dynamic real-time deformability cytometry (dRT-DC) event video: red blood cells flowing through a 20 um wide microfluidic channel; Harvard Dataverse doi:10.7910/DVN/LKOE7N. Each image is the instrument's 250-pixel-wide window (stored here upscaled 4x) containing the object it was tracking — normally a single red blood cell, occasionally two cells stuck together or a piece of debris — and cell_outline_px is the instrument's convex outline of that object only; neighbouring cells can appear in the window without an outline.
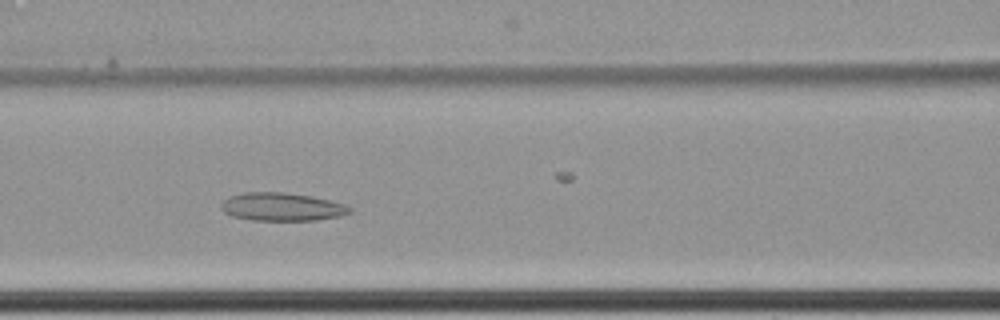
{"species": "common noctule bat (a hibernating species)", "species_latin": "Nyctalus noctula", "temperature_condition": "cold", "stored_images_in_passage": 65, "camera_frame_rate_fps": 3000, "um_per_image_px": 0.085, "animal": {"sex": "female", "body_mass_g": 22.7, "forearm_length_mm": 54.2}, "frame": {"image": 1, "passage_image": 31, "time_ms": 10.0, "image_size_px": [1000, 320], "cell_outline_px": [[352, 212], [340, 216], [316, 220], [252, 220], [232, 216], [224, 212], [220, 208], [220, 204], [228, 196], [244, 192], [284, 192], [312, 196], [348, 204], [352, 208]], "centroid_in_image_um": [23.97, 17.57], "position_along_channel_um": 142.6, "area_um2": 21.33}}
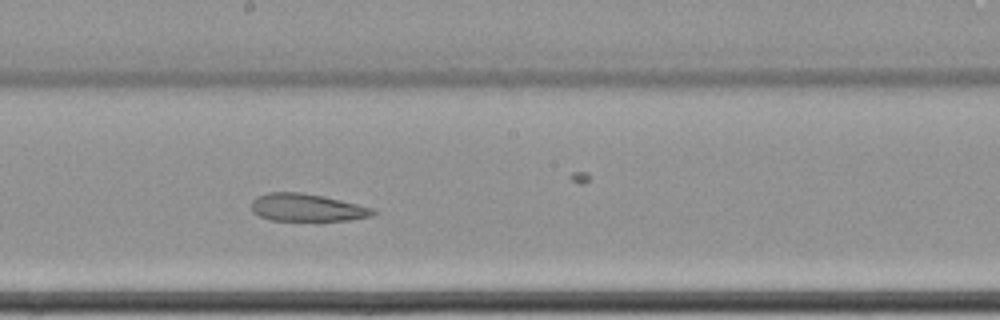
{"frame": {"image": 2, "passage_image": 38, "time_ms": 12.333, "image_size_px": [1000, 320], "cell_outline_px": [[376, 212], [372, 216], [348, 220], [268, 220], [252, 212], [252, 200], [256, 196], [268, 192], [300, 192], [324, 196], [372, 208]], "centroid_in_image_um": [26.04, 17.64], "position_along_channel_um": 222.2, "area_um2": 19.42}}
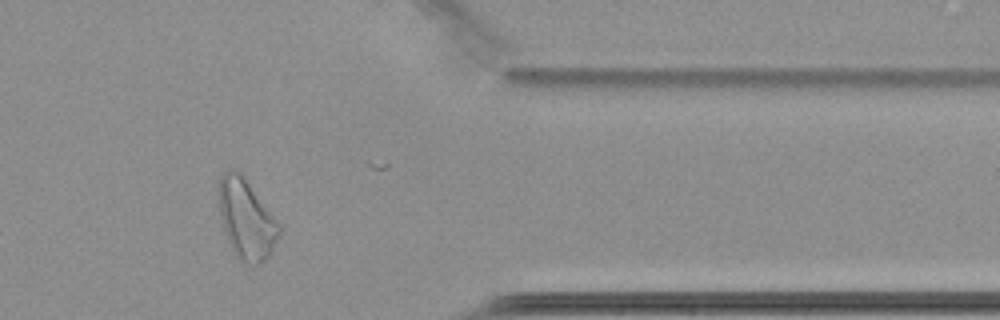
{"frame": {"image": 3, "passage_image": 54, "time_ms": 17.667, "image_size_px": [1000, 320], "cell_outline_px": [[280, 236], [268, 256], [264, 260], [252, 268], [244, 264], [232, 252], [224, 228], [220, 212], [220, 176], [228, 168], [232, 168], [240, 172], [280, 224]], "centroid_in_image_um": [20.95, 18.68], "position_along_channel_um": 390.4, "area_um2": 27.8}, "authors_computed_cell_mechanics": {"area_um2": 25.5476, "velocity_mm_per_s": 3.4149, "shape_relaxation_time_tau1_ms": null, "shape_relaxation_time_tau2_ms": 2.6869, "deformation_change_tau1": null, "deformation_change_tau2": 0.112}}